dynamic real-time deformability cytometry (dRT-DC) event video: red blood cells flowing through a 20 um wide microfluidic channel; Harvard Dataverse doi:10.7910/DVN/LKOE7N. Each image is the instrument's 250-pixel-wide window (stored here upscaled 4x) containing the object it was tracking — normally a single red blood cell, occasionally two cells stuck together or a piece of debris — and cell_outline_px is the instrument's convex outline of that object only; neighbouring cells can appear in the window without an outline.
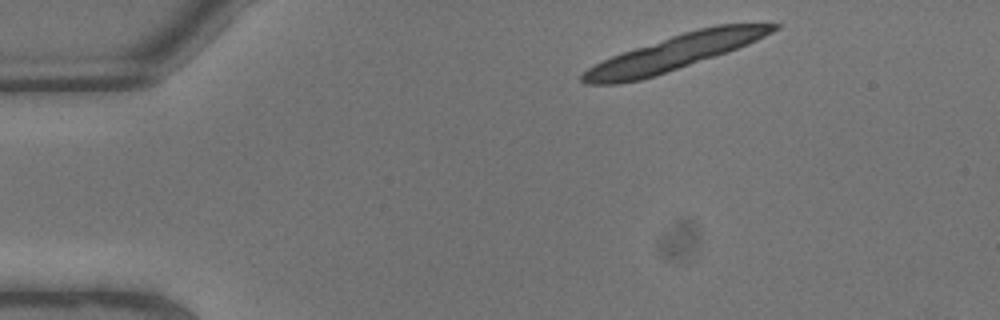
{"species": "common noctule bat (a hibernating species)", "species_latin": "Nyctalus noctula", "temperature_condition": "warm", "stored_images_in_passage": 7, "camera_frame_rate_fps": 3000, "um_per_image_px": 0.085, "animal": {"sex": "male", "body_mass_g": 13.3}, "frame": {"image": 1, "passage_image": 1, "time_ms": 0.0, "image_size_px": [1000, 320], "cell_outline_px": [[780, 28], [748, 44], [728, 52], [656, 76], [640, 80], [620, 84], [584, 84], [580, 80], [580, 76], [588, 68], [612, 56], [684, 32], [716, 24], [780, 24]], "centroid_in_image_um": [57.33, 4.5], "position_along_channel_um": 27.7, "area_um2": 38.26}}